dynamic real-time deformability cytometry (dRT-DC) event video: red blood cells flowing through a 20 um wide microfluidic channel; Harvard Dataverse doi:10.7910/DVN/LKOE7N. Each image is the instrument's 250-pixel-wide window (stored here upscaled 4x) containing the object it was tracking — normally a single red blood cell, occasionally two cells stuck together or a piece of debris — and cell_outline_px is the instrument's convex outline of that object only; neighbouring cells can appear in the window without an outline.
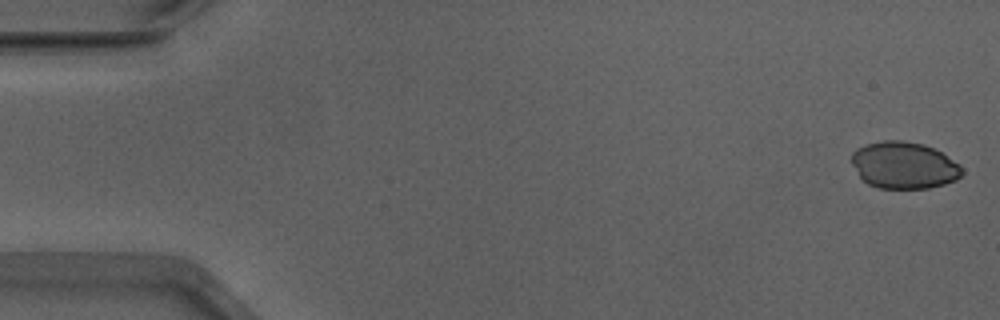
{"species": "Egyptian fruit bat (a non-hibernating species)", "species_latin": "Rousettus aegyptiacus", "temperature_condition": "warm", "stored_images_in_passage": 47, "camera_frame_rate_fps": 3000, "um_per_image_px": 0.085, "animal": {"sex": "male"}, "frame": {"image": 1, "passage_image": 1, "time_ms": 0.0, "image_size_px": [1000, 320], "cell_outline_px": [[964, 172], [956, 180], [944, 184], [928, 188], [880, 188], [868, 184], [860, 176], [852, 164], [852, 152], [856, 148], [868, 144], [884, 140], [900, 140], [924, 144], [940, 152], [960, 164], [964, 168]], "centroid_in_image_um": [76.85, 14.05], "position_along_channel_um": 8.1, "area_um2": 30.06}}
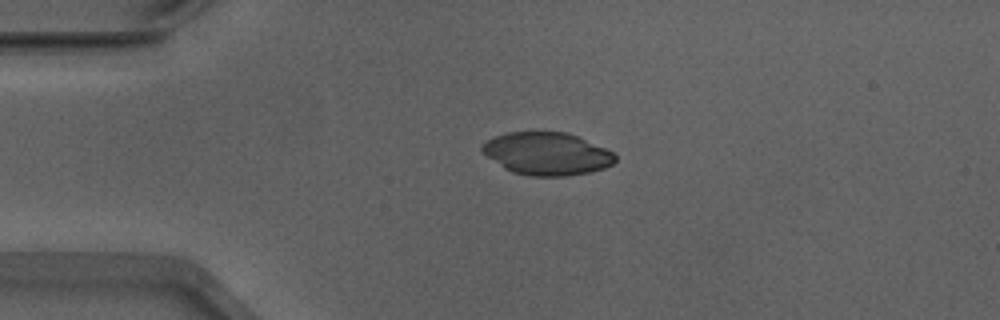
{"frame": {"image": 2, "passage_image": 12, "time_ms": 3.667, "image_size_px": [1000, 320], "cell_outline_px": [[616, 160], [612, 164], [604, 168], [588, 172], [568, 176], [532, 176], [512, 172], [504, 168], [488, 156], [480, 148], [488, 140], [496, 136], [508, 132], [564, 132], [576, 136], [604, 148], [612, 152], [616, 156]], "centroid_in_image_um": [46.49, 13.07], "position_along_channel_um": 38.5, "area_um2": 32.54}}
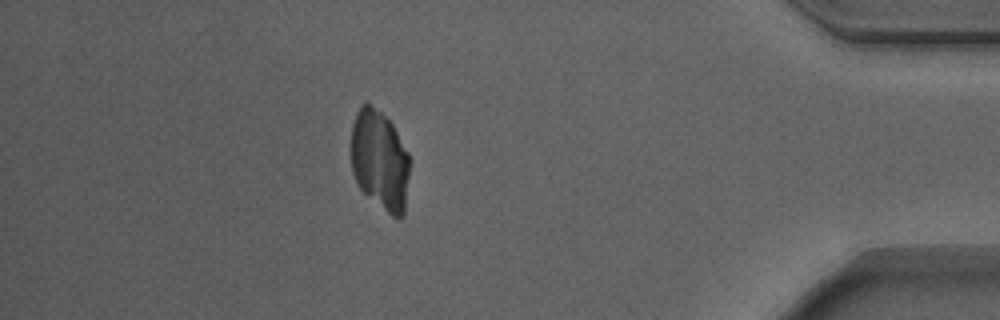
{"frame": {"image": 3, "passage_image": 46, "time_ms": 15.0, "image_size_px": [1000, 320], "cell_outline_px": [[408, 176], [404, 216], [400, 220], [396, 220], [364, 192], [356, 184], [352, 172], [352, 124], [356, 112], [360, 104], [364, 100], [380, 112], [392, 124], [408, 152]], "centroid_in_image_um": [32.27, 13.62], "position_along_channel_um": 402.9, "area_um2": 34.04}}